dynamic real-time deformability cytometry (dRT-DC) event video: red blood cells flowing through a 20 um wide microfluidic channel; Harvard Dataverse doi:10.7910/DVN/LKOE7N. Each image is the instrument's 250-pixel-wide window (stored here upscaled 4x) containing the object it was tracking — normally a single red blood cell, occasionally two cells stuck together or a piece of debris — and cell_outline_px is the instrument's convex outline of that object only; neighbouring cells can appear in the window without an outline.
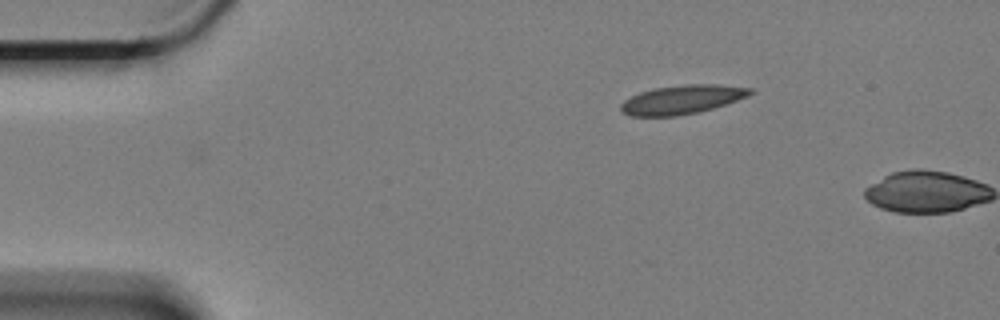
{"species": "Egyptian fruit bat (a non-hibernating species)", "species_latin": "Rousettus aegyptiacus", "temperature_condition": "cold", "stored_images_in_passage": 2, "camera_frame_rate_fps": 3000, "um_per_image_px": 0.085, "animal": {"sex": "female"}, "frame": {"image": 1, "passage_image": 1, "time_ms": 0.0, "image_size_px": [1000, 320], "cell_outline_px": [[752, 92], [748, 96], [712, 108], [696, 112], [676, 116], [632, 116], [624, 112], [620, 108], [620, 104], [624, 100], [640, 92], [652, 88], [684, 84], [716, 84], [752, 88]], "centroid_in_image_um": [57.94, 8.45], "position_along_channel_um": 27.1, "area_um2": 21.56}}